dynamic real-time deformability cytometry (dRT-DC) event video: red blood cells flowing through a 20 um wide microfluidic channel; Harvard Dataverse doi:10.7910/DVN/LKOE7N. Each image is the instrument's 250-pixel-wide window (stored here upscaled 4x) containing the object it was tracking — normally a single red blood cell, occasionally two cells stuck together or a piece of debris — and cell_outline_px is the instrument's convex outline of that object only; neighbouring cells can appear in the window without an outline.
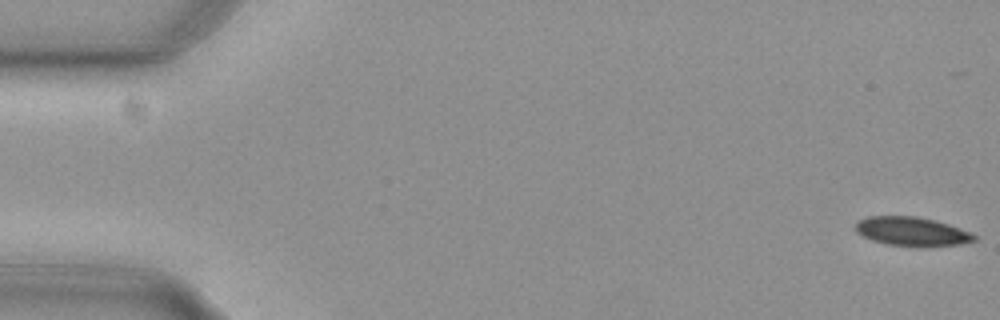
{"species": "common noctule bat (a hibernating species)", "species_latin": "Nyctalus noctula", "temperature_condition": "cold", "stored_images_in_passage": 54, "camera_frame_rate_fps": 3000, "um_per_image_px": 0.085, "animal": {"sex": "female", "body_mass_g": 29.2, "forearm_length_mm": 56.3}, "frame": {"image": 1, "passage_image": 1, "time_ms": 0.0, "image_size_px": [1000, 320], "cell_outline_px": [[976, 240], [960, 244], [888, 244], [872, 240], [856, 232], [856, 224], [860, 220], [868, 216], [916, 216], [936, 220], [960, 228], [976, 236]], "centroid_in_image_um": [77.47, 19.62], "position_along_channel_um": 7.5, "area_um2": 19.07}}
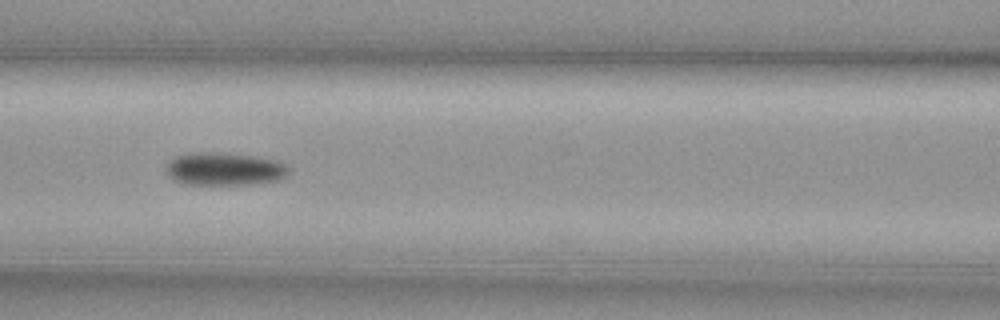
{"frame": {"image": 2, "passage_image": 24, "time_ms": 7.667, "image_size_px": [1000, 320], "cell_outline_px": [[292, 168], [284, 176], [276, 180], [252, 184], [184, 184], [172, 180], [164, 172], [164, 164], [176, 156], [196, 152], [212, 152], [256, 156], [280, 160]], "centroid_in_image_um": [19.04, 14.35], "position_along_channel_um": 147.6, "area_um2": 23.87}}
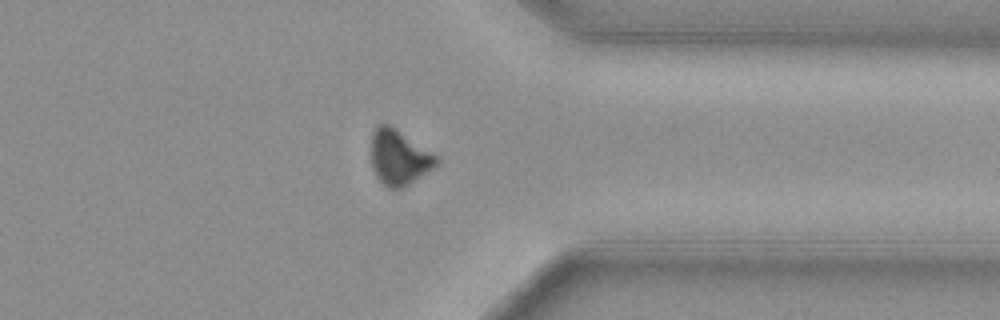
{"frame": {"image": 3, "passage_image": 43, "time_ms": 14.0, "image_size_px": [1000, 320], "cell_outline_px": [[440, 160], [432, 168], [404, 188], [388, 188], [376, 176], [372, 168], [372, 132], [376, 124], [388, 124], [396, 128], [436, 156]], "centroid_in_image_um": [33.88, 13.37], "position_along_channel_um": 377.5, "area_um2": 20.63}, "authors_computed_cell_mechanics": {"area_um2": 21.7039, "velocity_mm_per_s": 3.7408, "shape_relaxation_time_tau1_ms": 3.1738, "shape_relaxation_time_tau2_ms": null, "deformation_change_tau1": 0.0909, "deformation_change_tau2": null}}